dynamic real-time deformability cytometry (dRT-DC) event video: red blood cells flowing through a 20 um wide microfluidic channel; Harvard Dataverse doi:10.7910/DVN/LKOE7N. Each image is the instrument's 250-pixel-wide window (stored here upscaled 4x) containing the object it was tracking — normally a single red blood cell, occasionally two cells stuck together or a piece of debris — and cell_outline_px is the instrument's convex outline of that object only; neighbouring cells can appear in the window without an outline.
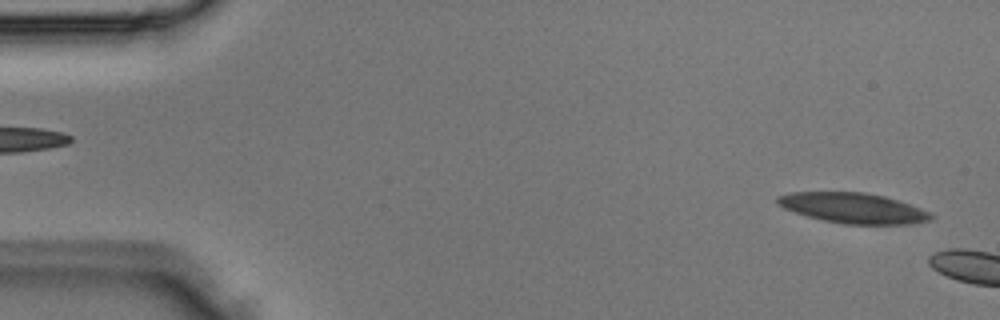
{"species": "Egyptian fruit bat (a non-hibernating species)", "species_latin": "Rousettus aegyptiacus", "temperature_condition": "room temperature", "stored_images_in_passage": 4, "segment_of_instrument_passage": [2, 2], "camera_frame_rate_fps": 3000, "um_per_image_px": 0.085, "animal": {"sex": "male"}, "frame": {"image": 1, "passage_image": 4, "time_ms": 1.0, "image_size_px": [1000, 320], "cell_outline_px": [[936, 216], [932, 220], [904, 224], [848, 224], [824, 220], [808, 216], [784, 208], [776, 204], [776, 196], [792, 192], [864, 192], [884, 196], [932, 212]], "centroid_in_image_um": [72.53, 17.68], "position_along_channel_um": 12.5, "area_um2": 26.93}}